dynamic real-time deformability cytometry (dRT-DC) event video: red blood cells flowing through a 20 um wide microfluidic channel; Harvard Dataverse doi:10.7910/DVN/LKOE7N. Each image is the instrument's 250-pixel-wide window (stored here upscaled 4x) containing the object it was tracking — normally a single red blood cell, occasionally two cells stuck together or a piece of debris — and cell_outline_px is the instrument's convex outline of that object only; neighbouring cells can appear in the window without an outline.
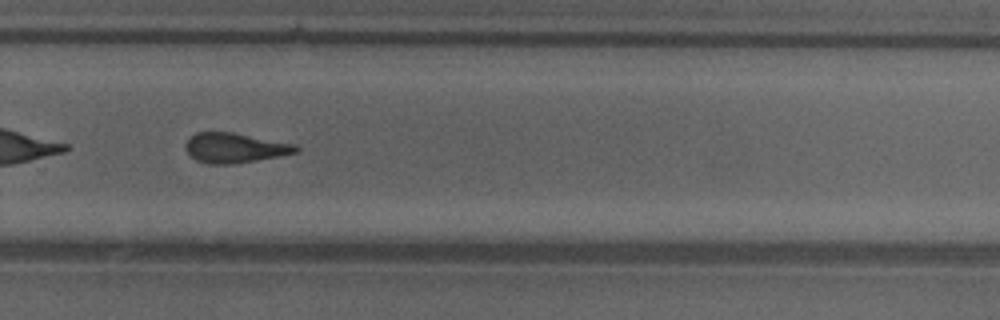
{"species": "common noctule bat (a hibernating species)", "species_latin": "Nyctalus noctula", "temperature_condition": "cold", "stored_images_in_passage": 38, "camera_frame_rate_fps": 3000, "um_per_image_px": 0.085, "animal": {"sex": "female"}, "frame": {"image": 1, "passage_image": 22, "time_ms": 7.0, "image_size_px": [1000, 320], "cell_outline_px": [[300, 152], [280, 156], [232, 164], [208, 164], [196, 160], [184, 148], [184, 144], [196, 132], [232, 132], [296, 144], [300, 148]], "centroid_in_image_um": [19.98, 12.57], "position_along_channel_um": 309.8, "area_um2": 19.25}, "authors_computed_cell_mechanics": {"area_um2": 19.652, "velocity_mm_per_s": 4.1533, "shape_relaxation_time_tau1_ms": null, "shape_relaxation_time_tau2_ms": 2.5401, "deformation_change_tau1": null, "deformation_change_tau2": 0.1359}}